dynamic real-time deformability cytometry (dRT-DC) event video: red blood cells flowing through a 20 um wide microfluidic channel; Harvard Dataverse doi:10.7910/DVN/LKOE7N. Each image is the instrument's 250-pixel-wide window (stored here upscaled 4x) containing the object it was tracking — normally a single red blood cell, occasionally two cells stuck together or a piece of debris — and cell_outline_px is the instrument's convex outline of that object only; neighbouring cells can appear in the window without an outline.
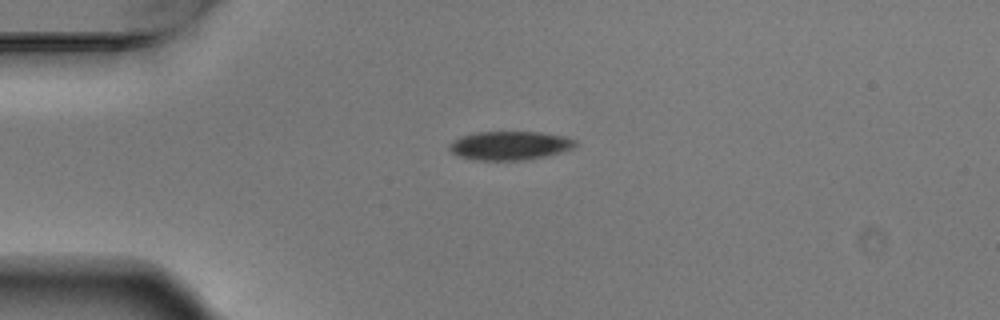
{"species": "Egyptian fruit bat (a non-hibernating species)", "species_latin": "Rousettus aegyptiacus", "temperature_condition": "warm", "stored_images_in_passage": 5, "camera_frame_rate_fps": 3000, "um_per_image_px": 0.085, "animal": {"sex": "male"}, "frame": {"image": 1, "passage_image": 1, "time_ms": 0.0, "image_size_px": [1000, 320], "cell_outline_px": [[576, 148], [544, 156], [520, 160], [472, 160], [456, 156], [448, 148], [448, 144], [452, 140], [460, 136], [476, 132], [540, 132], [564, 136], [576, 140]], "centroid_in_image_um": [43.28, 12.37], "position_along_channel_um": 41.7, "area_um2": 21.27}}
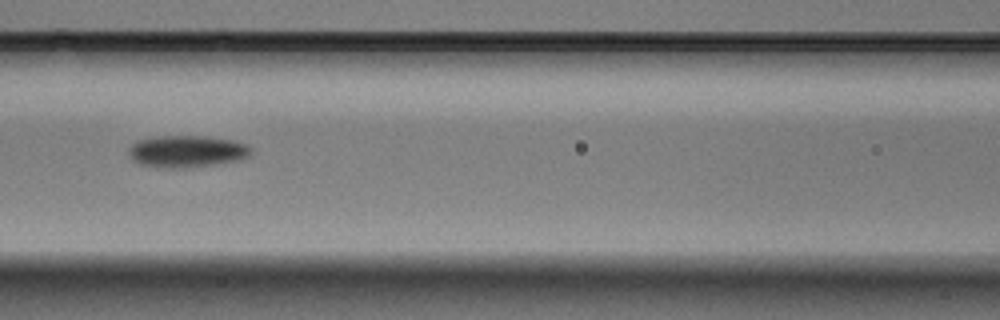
{"frame": {"image": 2, "passage_image": 4, "time_ms": 1.0, "image_size_px": [1000, 320], "cell_outline_px": [[252, 152], [248, 156], [240, 160], [216, 164], [184, 168], [160, 168], [140, 164], [132, 160], [128, 152], [128, 148], [132, 144], [140, 140], [160, 136], [200, 136], [232, 140], [244, 144], [252, 148]], "centroid_in_image_um": [15.87, 12.88], "position_along_channel_um": 150.7, "area_um2": 22.72}}
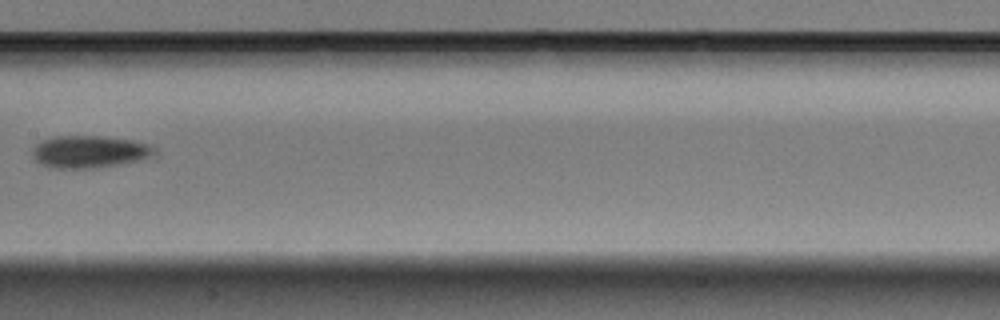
{"frame": {"image": 3, "passage_image": 5, "time_ms": 1.333, "image_size_px": [1000, 320], "cell_outline_px": [[152, 152], [148, 156], [136, 160], [96, 168], [52, 168], [40, 164], [32, 156], [32, 148], [40, 140], [56, 136], [104, 136], [132, 140], [144, 144]], "centroid_in_image_um": [7.41, 12.89], "position_along_channel_um": 200.0, "area_um2": 22.37}}